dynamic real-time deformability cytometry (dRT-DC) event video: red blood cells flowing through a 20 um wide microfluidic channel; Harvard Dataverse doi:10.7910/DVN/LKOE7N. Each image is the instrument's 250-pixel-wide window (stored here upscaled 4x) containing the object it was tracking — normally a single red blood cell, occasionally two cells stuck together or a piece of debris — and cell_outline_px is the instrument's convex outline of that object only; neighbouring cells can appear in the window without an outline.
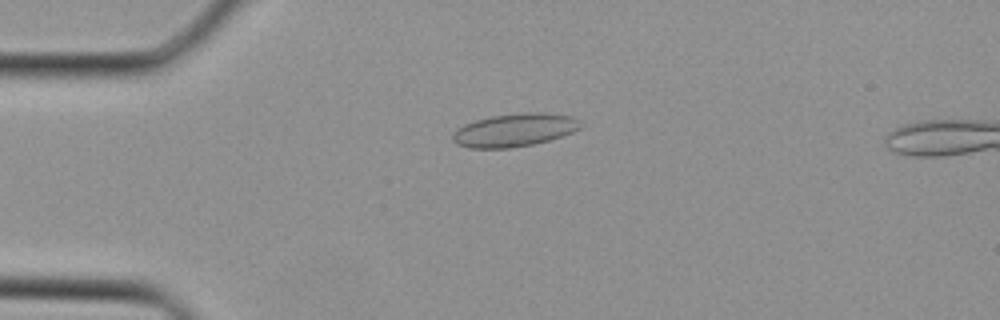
{"species": "Egyptian fruit bat (a non-hibernating species)", "species_latin": "Rousettus aegyptiacus", "temperature_condition": "cold", "stored_images_in_passage": 35, "camera_frame_rate_fps": 3000, "um_per_image_px": 0.085, "animal": {"sex": "female"}, "frame": {"image": 1, "passage_image": 9, "time_ms": 2.667, "image_size_px": [1000, 320], "cell_outline_px": [[580, 128], [572, 132], [548, 140], [532, 144], [508, 148], [468, 148], [456, 144], [452, 140], [452, 136], [456, 128], [464, 124], [488, 116], [528, 112], [540, 112], [572, 116], [580, 120]], "centroid_in_image_um": [43.69, 11.05], "position_along_channel_um": 41.3, "area_um2": 24.62}}
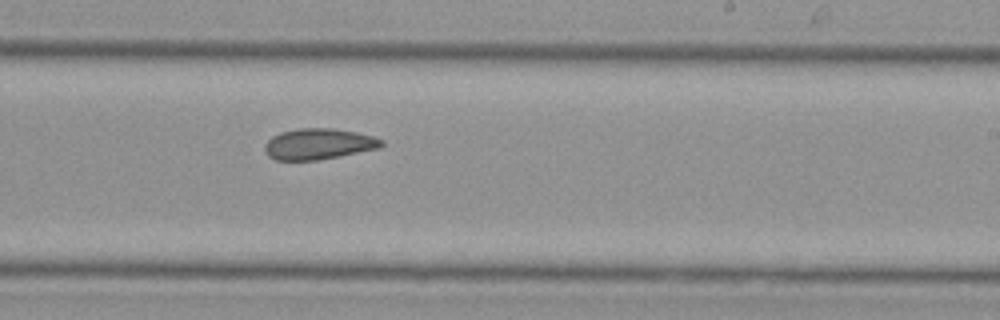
{"frame": {"image": 2, "passage_image": 22, "time_ms": 7.0, "image_size_px": [1000, 320], "cell_outline_px": [[384, 144], [380, 148], [340, 156], [316, 160], [276, 160], [268, 156], [264, 148], [264, 144], [272, 136], [280, 132], [300, 128], [332, 128], [356, 132], [372, 136], [384, 140]], "centroid_in_image_um": [27.08, 12.24], "position_along_channel_um": 261.9, "area_um2": 21.1}}
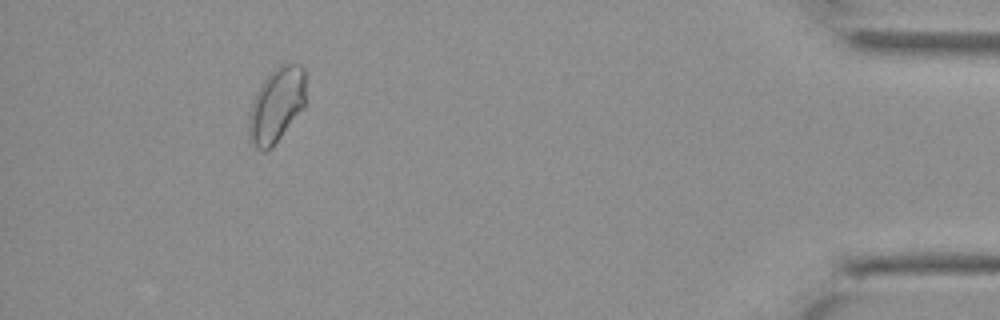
{"frame": {"image": 3, "passage_image": 33, "time_ms": 10.667, "image_size_px": [1000, 320], "cell_outline_px": [[304, 108], [272, 148], [264, 152], [256, 148], [248, 140], [248, 116], [252, 100], [260, 84], [280, 64], [300, 64], [304, 68]], "centroid_in_image_um": [23.46, 8.98], "position_along_channel_um": 411.7, "area_um2": 24.97}}